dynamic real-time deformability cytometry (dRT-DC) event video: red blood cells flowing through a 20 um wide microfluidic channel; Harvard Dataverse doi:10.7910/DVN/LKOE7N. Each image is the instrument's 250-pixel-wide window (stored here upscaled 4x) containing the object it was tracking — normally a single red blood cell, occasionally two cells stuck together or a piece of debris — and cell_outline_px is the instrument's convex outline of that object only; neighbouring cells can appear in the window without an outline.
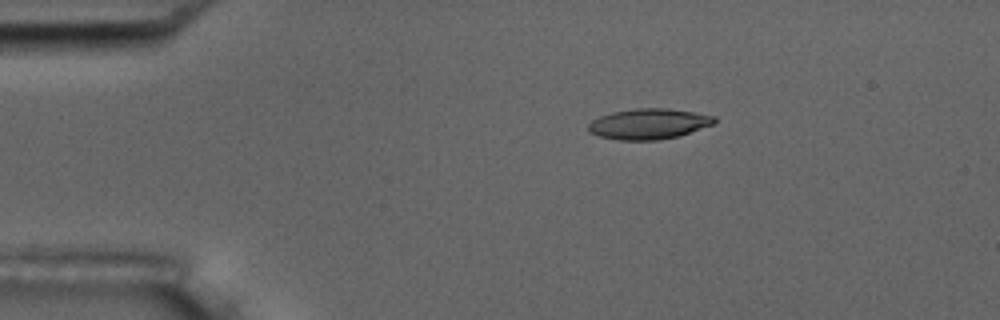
{"species": "common noctule bat (a hibernating species)", "species_latin": "Nyctalus noctula", "temperature_condition": "room temperature", "stored_images_in_passage": 3, "camera_frame_rate_fps": 3000, "um_per_image_px": 0.085, "animal": {"sex": "male", "body_mass_g": 17.5, "forearm_length_mm": 52.3}, "frame": {"image": 1, "passage_image": 1, "time_ms": 0.0, "image_size_px": [1000, 320], "cell_outline_px": [[716, 124], [680, 136], [656, 140], [616, 140], [600, 136], [588, 132], [588, 124], [592, 120], [600, 116], [612, 112], [636, 108], [668, 108], [716, 116]], "centroid_in_image_um": [55.16, 10.53], "position_along_channel_um": 29.8, "area_um2": 22.66}}
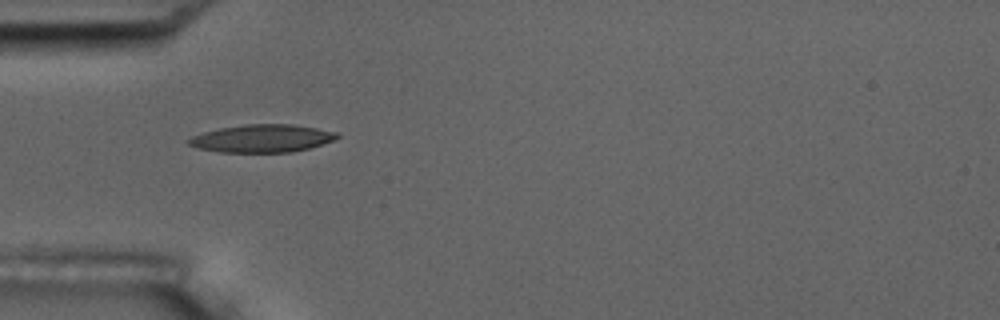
{"frame": {"image": 2, "passage_image": 3, "time_ms": 2.333, "image_size_px": [1000, 320], "cell_outline_px": [[340, 136], [332, 140], [308, 148], [288, 152], [220, 152], [200, 148], [188, 144], [188, 140], [192, 136], [204, 132], [220, 128], [244, 124], [292, 124], [316, 128], [336, 132]], "centroid_in_image_um": [22.26, 11.75], "position_along_channel_um": 62.7, "area_um2": 23.64}}